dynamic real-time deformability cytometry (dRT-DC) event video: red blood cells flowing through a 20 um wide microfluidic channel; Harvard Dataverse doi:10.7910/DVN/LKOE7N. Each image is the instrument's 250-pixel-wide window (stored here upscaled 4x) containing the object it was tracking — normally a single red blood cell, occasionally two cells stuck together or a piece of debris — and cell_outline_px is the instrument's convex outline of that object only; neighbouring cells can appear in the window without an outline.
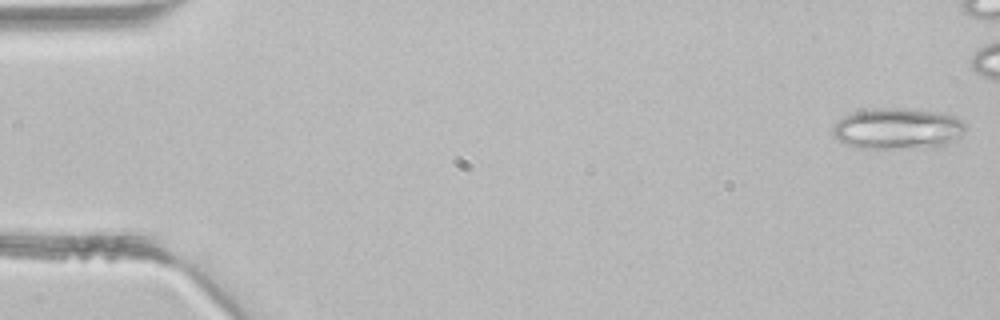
{"species": "common noctule bat (a hibernating species)", "species_latin": "Nyctalus noctula", "temperature_condition": "room temperature", "stored_images_in_passage": 4, "camera_frame_rate_fps": 3000, "um_per_image_px": 0.085, "animal": {"sex": "male", "body_mass_g": 21.5, "forearm_length_mm": 52.0}, "frame": {"image": 1, "passage_image": 1, "time_ms": 0.0, "image_size_px": [1000, 320], "cell_outline_px": [[968, 128], [956, 140], [948, 144], [936, 148], [860, 148], [848, 144], [840, 140], [832, 132], [832, 128], [844, 116], [852, 112], [872, 108], [904, 108], [944, 112], [956, 116], [964, 120], [968, 124]], "centroid_in_image_um": [76.42, 10.92], "position_along_channel_um": 8.6, "area_um2": 32.43}}